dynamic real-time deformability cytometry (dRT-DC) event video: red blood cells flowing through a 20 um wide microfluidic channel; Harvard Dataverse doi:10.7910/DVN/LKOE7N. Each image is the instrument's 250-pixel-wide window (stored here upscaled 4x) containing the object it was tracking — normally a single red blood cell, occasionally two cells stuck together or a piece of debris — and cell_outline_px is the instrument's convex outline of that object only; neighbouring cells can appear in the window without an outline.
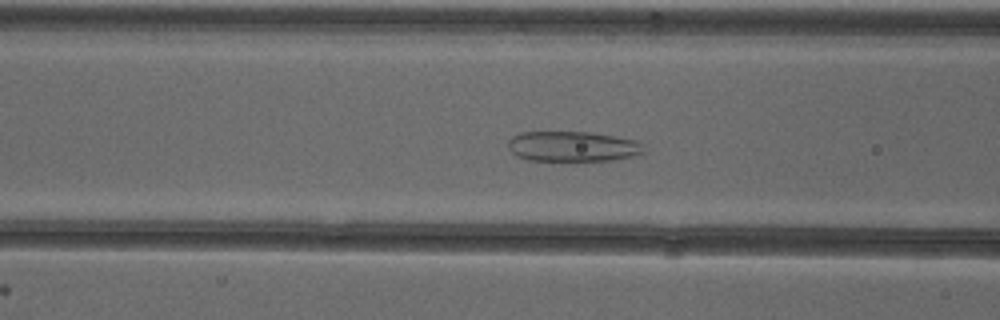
{"species": "common noctule bat (a hibernating species)", "species_latin": "Nyctalus noctula", "temperature_condition": "cold", "stored_images_in_passage": 53, "camera_frame_rate_fps": 3000, "um_per_image_px": 0.085, "animal": {"sex": "female"}, "frame": {"image": 1, "passage_image": 22, "time_ms": 7.0, "image_size_px": [1000, 320], "cell_outline_px": [[644, 156], [612, 160], [576, 164], [528, 160], [516, 156], [508, 148], [508, 140], [512, 136], [520, 132], [592, 132], [616, 136], [636, 140], [644, 144]], "centroid_in_image_um": [48.74, 12.5], "position_along_channel_um": 117.9, "area_um2": 25.55}}
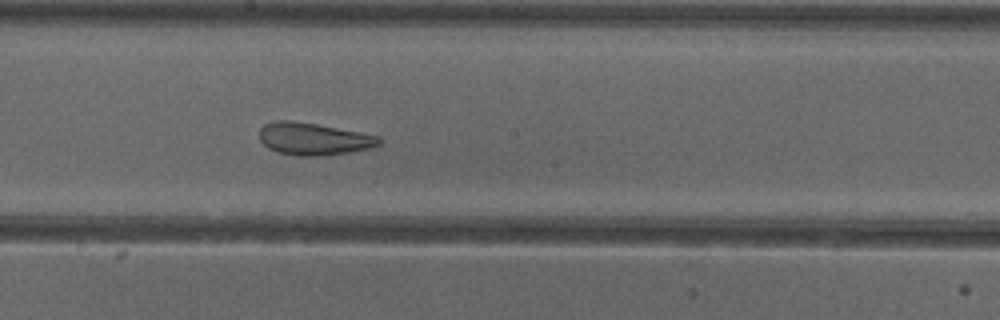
{"frame": {"image": 2, "passage_image": 30, "time_ms": 9.667, "image_size_px": [1000, 320], "cell_outline_px": [[380, 144], [368, 148], [348, 152], [320, 156], [296, 156], [276, 152], [268, 148], [260, 140], [260, 128], [264, 124], [276, 120], [288, 120], [316, 124], [360, 132], [380, 136]], "centroid_in_image_um": [26.61, 11.81], "position_along_channel_um": 221.6, "area_um2": 22.43}}
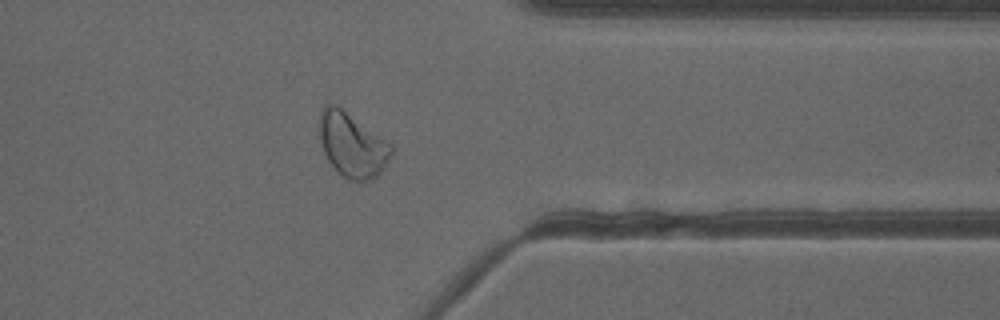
{"frame": {"image": 3, "passage_image": 43, "time_ms": 14.0, "image_size_px": [1000, 320], "cell_outline_px": [[392, 152], [388, 160], [380, 172], [372, 180], [344, 180], [340, 176], [328, 160], [316, 136], [320, 112], [324, 104], [336, 104], [392, 144]], "centroid_in_image_um": [29.86, 12.3], "position_along_channel_um": 381.5, "area_um2": 27.34}, "authors_computed_cell_mechanics": {"area_um2": 29.8248, "velocity_mm_per_s": 3.8789, "shape_relaxation_time_tau1_ms": null, "shape_relaxation_time_tau2_ms": 1.4052, "deformation_change_tau1": null, "deformation_change_tau2": 0.0919}}